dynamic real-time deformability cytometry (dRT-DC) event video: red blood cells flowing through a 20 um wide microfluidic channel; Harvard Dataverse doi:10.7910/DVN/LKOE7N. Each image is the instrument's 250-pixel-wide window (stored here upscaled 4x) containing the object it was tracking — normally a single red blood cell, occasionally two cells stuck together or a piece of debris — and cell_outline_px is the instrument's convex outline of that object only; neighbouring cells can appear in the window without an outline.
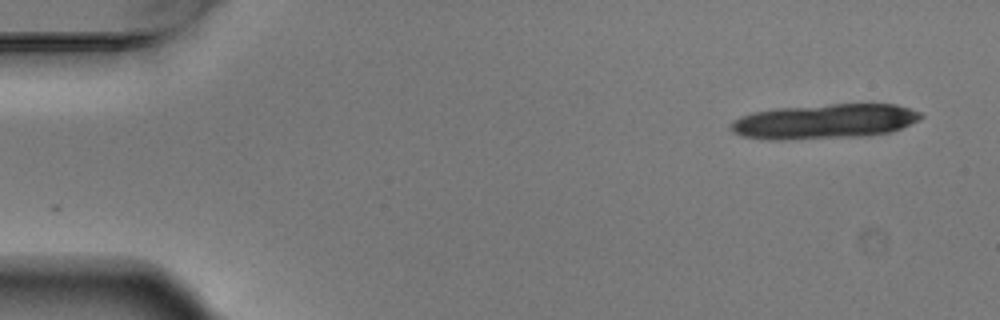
{"species": "Egyptian fruit bat (a non-hibernating species)", "species_latin": "Rousettus aegyptiacus", "temperature_condition": "warm", "stored_images_in_passage": 5, "camera_frame_rate_fps": 3000, "um_per_image_px": 0.085, "animal": {"sex": "male"}, "frame": {"image": 1, "passage_image": 1, "time_ms": 0.0, "image_size_px": [1000, 320], "cell_outline_px": [[924, 116], [900, 128], [888, 132], [860, 136], [784, 140], [768, 140], [740, 136], [732, 132], [732, 120], [740, 116], [756, 112], [776, 108], [832, 104], [896, 104], [920, 112]], "centroid_in_image_um": [70.02, 10.32], "position_along_channel_um": 15.0, "area_um2": 38.26}}
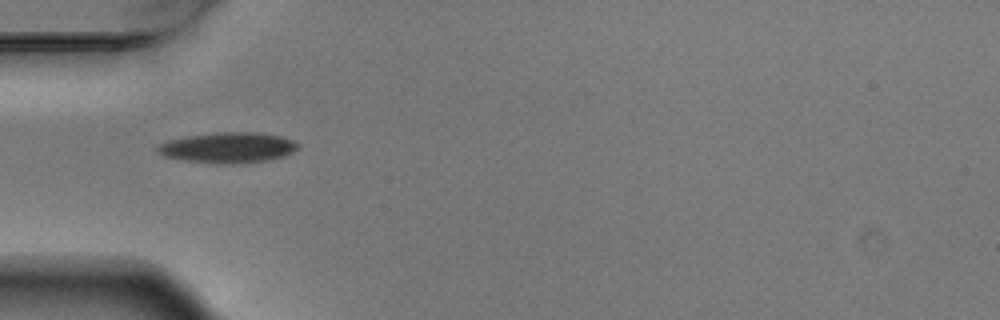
{"frame": {"image": 2, "passage_image": 5, "time_ms": 1.333, "image_size_px": [1000, 320], "cell_outline_px": [[300, 148], [284, 156], [268, 160], [232, 164], [216, 164], [184, 160], [164, 156], [156, 152], [156, 148], [160, 144], [184, 136], [212, 132], [256, 132], [280, 136], [292, 140], [300, 144]], "centroid_in_image_um": [19.39, 12.54], "position_along_channel_um": 65.6, "area_um2": 25.14}}